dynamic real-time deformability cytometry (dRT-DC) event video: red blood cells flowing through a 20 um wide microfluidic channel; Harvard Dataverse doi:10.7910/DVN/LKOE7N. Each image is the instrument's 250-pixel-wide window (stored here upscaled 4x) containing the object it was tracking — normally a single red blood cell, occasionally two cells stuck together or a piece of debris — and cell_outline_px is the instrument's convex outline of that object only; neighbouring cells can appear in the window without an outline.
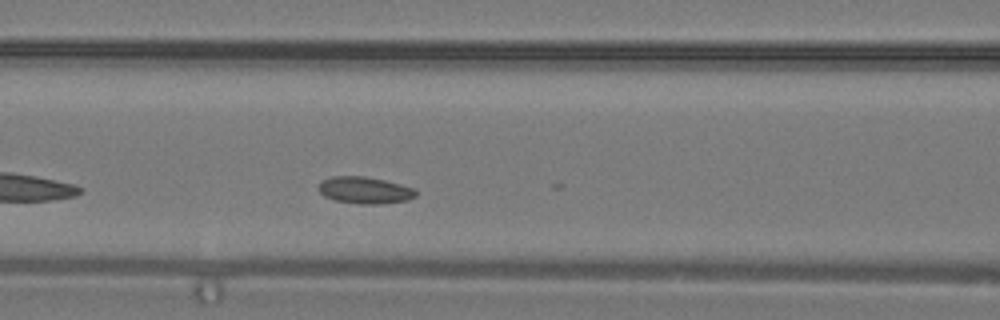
{"species": "common noctule bat (a hibernating species)", "species_latin": "Nyctalus noctula", "temperature_condition": "warm", "stored_images_in_passage": 9, "segment_of_instrument_passage": [1, 2], "camera_frame_rate_fps": 3000, "um_per_image_px": 0.085, "animal": {"sex": "male", "body_mass_g": 19.2, "forearm_length_mm": 51.8}, "frame": {"image": 1, "passage_image": 7, "time_ms": 2.0, "image_size_px": [1000, 320], "cell_outline_px": [[416, 196], [408, 200], [380, 204], [360, 204], [332, 200], [324, 196], [320, 192], [320, 180], [332, 176], [364, 176], [384, 180], [400, 184], [412, 188], [416, 192]], "centroid_in_image_um": [30.98, 16.17], "position_along_channel_um": 135.6, "area_um2": 15.2}}